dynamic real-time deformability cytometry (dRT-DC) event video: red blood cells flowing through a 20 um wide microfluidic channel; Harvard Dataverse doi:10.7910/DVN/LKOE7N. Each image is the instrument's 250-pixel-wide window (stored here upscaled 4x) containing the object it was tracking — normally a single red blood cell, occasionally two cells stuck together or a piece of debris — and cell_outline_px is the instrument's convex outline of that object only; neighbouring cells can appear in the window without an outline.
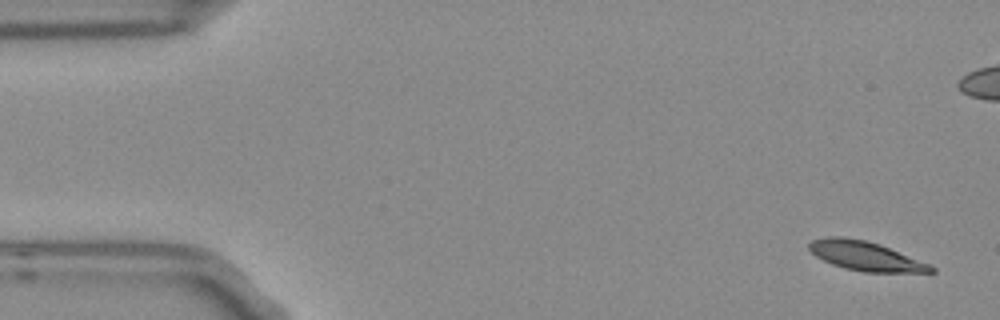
{"species": "Egyptian fruit bat (a non-hibernating species)", "species_latin": "Rousettus aegyptiacus", "temperature_condition": "room temperature", "stored_images_in_passage": 5, "camera_frame_rate_fps": 3000, "um_per_image_px": 0.085, "frame": {"image": 1, "passage_image": 1, "time_ms": 0.0, "image_size_px": [1000, 320], "cell_outline_px": [[936, 272], [864, 272], [832, 264], [816, 256], [808, 248], [808, 244], [812, 240], [824, 236], [844, 236], [864, 240], [880, 244], [928, 264], [936, 268]], "centroid_in_image_um": [73.53, 21.74], "position_along_channel_um": 11.5, "area_um2": 20.52}}